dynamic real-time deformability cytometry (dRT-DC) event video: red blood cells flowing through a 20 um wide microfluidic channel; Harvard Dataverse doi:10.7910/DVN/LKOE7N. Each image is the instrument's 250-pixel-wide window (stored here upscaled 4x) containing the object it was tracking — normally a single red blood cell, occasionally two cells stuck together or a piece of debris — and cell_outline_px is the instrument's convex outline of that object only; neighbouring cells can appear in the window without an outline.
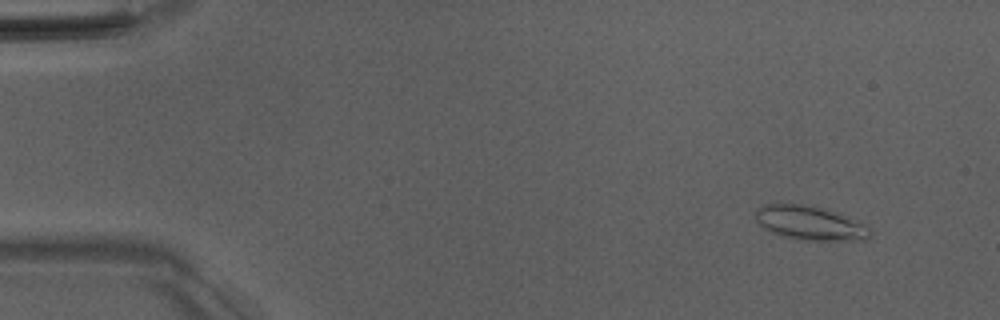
{"species": "Egyptian fruit bat (a non-hibernating species)", "species_latin": "Rousettus aegyptiacus", "temperature_condition": "room temperature", "stored_images_in_passage": 52, "camera_frame_rate_fps": 3000, "um_per_image_px": 0.085, "animal": {"sex": "male"}, "frame": {"image": 1, "passage_image": 5, "time_ms": 1.333, "image_size_px": [1000, 320], "cell_outline_px": [[872, 232], [868, 240], [800, 240], [780, 236], [764, 228], [756, 220], [756, 208], [764, 204], [780, 200], [812, 204], [860, 220], [868, 224]], "centroid_in_image_um": [68.85, 18.9], "position_along_channel_um": 16.2, "area_um2": 23.99}}
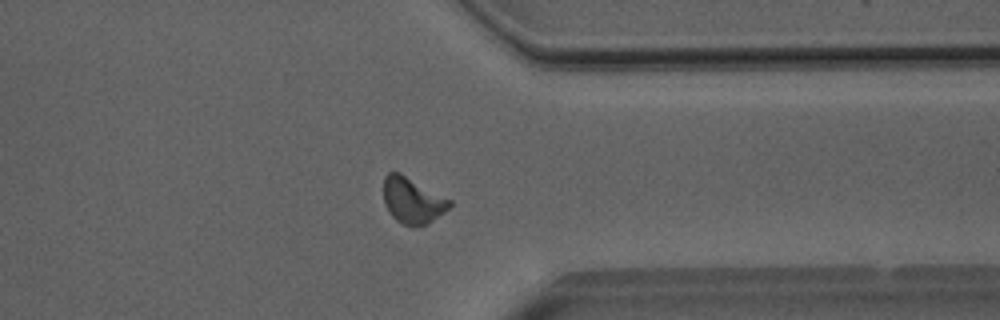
{"frame": {"image": 2, "passage_image": 41, "time_ms": 13.333, "image_size_px": [1000, 320], "cell_outline_px": [[452, 204], [444, 212], [428, 224], [416, 228], [412, 228], [396, 220], [388, 212], [384, 204], [384, 176], [388, 172], [400, 172], [452, 200]], "centroid_in_image_um": [35.06, 17.05], "position_along_channel_um": 376.3, "area_um2": 17.98}}
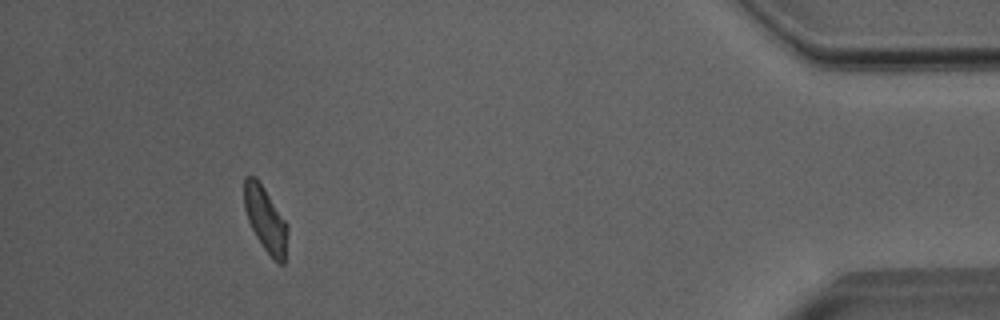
{"frame": {"image": 3, "passage_image": 48, "time_ms": 15.667, "image_size_px": [1000, 320], "cell_outline_px": [[288, 232], [284, 264], [280, 264], [264, 248], [256, 236], [248, 220], [244, 208], [244, 176], [256, 176], [288, 224]], "centroid_in_image_um": [22.56, 18.6], "position_along_channel_um": 412.6, "area_um2": 16.24}, "authors_computed_cell_mechanics": {"area_um2": 17.34, "velocity_mm_per_s": 4.0041, "shape_relaxation_time_tau1_ms": 9.2909, "shape_relaxation_time_tau2_ms": 2.1926, "deformation_change_tau1": 0.2051, "deformation_change_tau2": 0.0921}}